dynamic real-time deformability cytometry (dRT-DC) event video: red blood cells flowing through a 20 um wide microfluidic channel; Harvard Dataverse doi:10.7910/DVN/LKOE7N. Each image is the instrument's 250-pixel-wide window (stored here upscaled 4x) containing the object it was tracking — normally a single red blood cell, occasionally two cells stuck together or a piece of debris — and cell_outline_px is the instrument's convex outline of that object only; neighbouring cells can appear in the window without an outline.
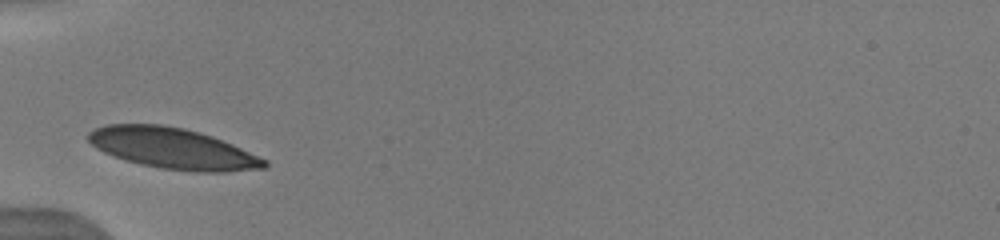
{"species": "human", "species_latin": "Homo sapiens", "temperature_condition": "warm", "stored_images_in_passage": 15, "camera_frame_rate_fps": 3000, "um_per_image_px": 0.085, "donor": {"sex": "male"}, "frame": {"image": 1, "passage_image": 1, "time_ms": 0.0, "image_size_px": [1000, 240], "cell_outline_px": [[268, 164], [264, 168], [224, 172], [196, 172], [160, 168], [140, 164], [124, 160], [104, 152], [96, 148], [84, 136], [88, 132], [96, 128], [108, 124], [160, 124], [184, 128], [200, 132], [212, 136], [232, 144], [268, 160]], "centroid_in_image_um": [14.67, 12.62], "position_along_channel_um": 70.3, "area_um2": 42.02}}